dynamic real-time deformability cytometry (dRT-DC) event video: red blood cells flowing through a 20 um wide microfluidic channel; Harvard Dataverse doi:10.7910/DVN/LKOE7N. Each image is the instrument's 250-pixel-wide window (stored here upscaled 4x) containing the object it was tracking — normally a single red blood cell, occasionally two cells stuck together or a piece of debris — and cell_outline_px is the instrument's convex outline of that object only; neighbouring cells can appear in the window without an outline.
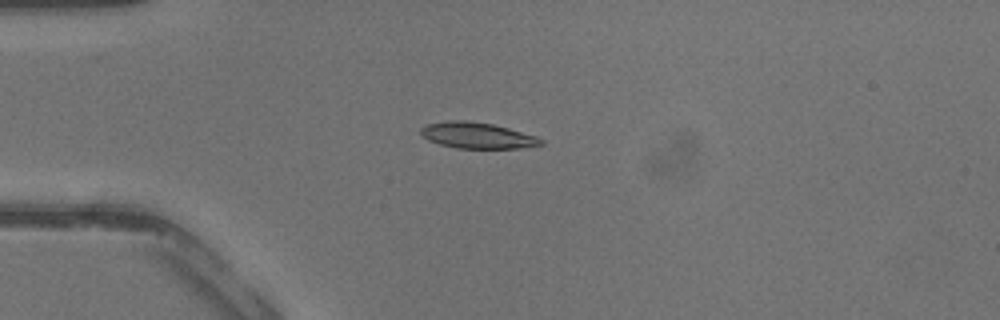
{"species": "common noctule bat (a hibernating species)", "species_latin": "Nyctalus noctula", "temperature_condition": "warm", "stored_images_in_passage": 5, "camera_frame_rate_fps": 3000, "um_per_image_px": 0.085, "animal": {"sex": "male", "body_mass_g": 13.3}, "frame": {"image": 1, "passage_image": 1, "time_ms": 0.0, "image_size_px": [1000, 320], "cell_outline_px": [[544, 144], [520, 148], [456, 148], [440, 144], [428, 140], [420, 132], [420, 128], [428, 124], [448, 120], [468, 120], [492, 124], [508, 128], [536, 136], [544, 140]], "centroid_in_image_um": [40.57, 11.51], "position_along_channel_um": 44.4, "area_um2": 18.15}}